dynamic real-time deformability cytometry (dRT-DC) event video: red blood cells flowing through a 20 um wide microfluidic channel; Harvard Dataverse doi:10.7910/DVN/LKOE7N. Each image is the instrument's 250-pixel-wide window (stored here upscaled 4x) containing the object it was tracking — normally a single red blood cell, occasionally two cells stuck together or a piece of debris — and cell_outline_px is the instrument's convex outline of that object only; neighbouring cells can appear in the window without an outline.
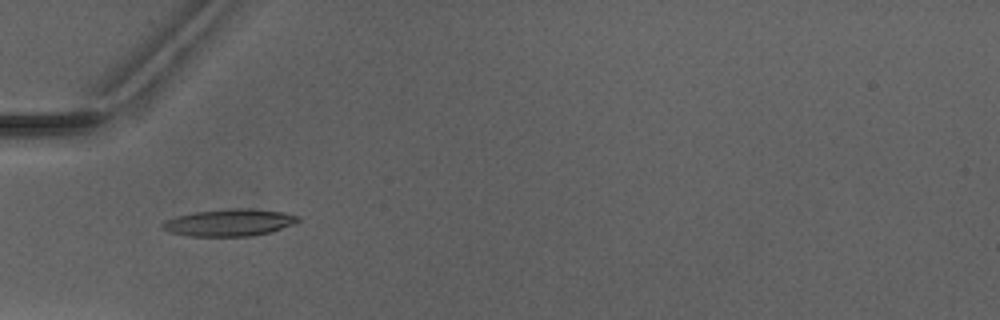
{"species": "Egyptian fruit bat (a non-hibernating species)", "species_latin": "Rousettus aegyptiacus", "temperature_condition": "warm", "stored_images_in_passage": 6, "camera_frame_rate_fps": 3000, "um_per_image_px": 0.085, "animal": {"sex": "male"}, "frame": {"image": 1, "passage_image": 5, "time_ms": 4.667, "image_size_px": [1000, 320], "cell_outline_px": [[300, 220], [292, 224], [272, 232], [252, 236], [188, 236], [168, 232], [160, 228], [160, 224], [176, 216], [196, 212], [232, 208], [252, 208], [284, 212], [300, 216]], "centroid_in_image_um": [19.5, 18.92], "position_along_channel_um": 65.5, "area_um2": 21.5}}